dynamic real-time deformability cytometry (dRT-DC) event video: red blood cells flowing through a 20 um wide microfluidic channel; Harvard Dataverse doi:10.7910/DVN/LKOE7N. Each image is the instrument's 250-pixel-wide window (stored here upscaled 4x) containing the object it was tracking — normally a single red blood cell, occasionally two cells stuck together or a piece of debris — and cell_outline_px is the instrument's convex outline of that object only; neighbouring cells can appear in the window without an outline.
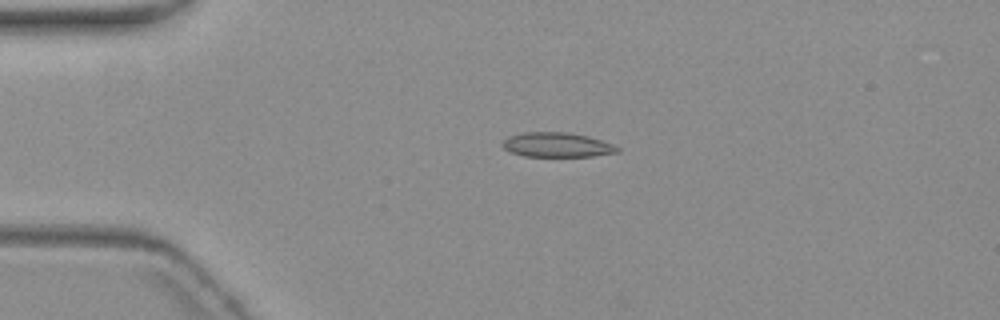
{"species": "common noctule bat (a hibernating species)", "species_latin": "Nyctalus noctula", "temperature_condition": "warm", "stored_images_in_passage": 2, "camera_frame_rate_fps": 3000, "um_per_image_px": 0.085, "animal": {"sex": "female", "body_mass_g": 19.3, "forearm_length_mm": 54.1}, "frame": {"image": 1, "passage_image": 1, "time_ms": 0.0, "image_size_px": [1000, 320], "cell_outline_px": [[620, 152], [592, 156], [524, 156], [508, 152], [500, 144], [508, 136], [524, 132], [568, 132], [588, 136], [612, 144], [620, 148]], "centroid_in_image_um": [47.31, 12.31], "position_along_channel_um": 37.7, "area_um2": 16.53}}